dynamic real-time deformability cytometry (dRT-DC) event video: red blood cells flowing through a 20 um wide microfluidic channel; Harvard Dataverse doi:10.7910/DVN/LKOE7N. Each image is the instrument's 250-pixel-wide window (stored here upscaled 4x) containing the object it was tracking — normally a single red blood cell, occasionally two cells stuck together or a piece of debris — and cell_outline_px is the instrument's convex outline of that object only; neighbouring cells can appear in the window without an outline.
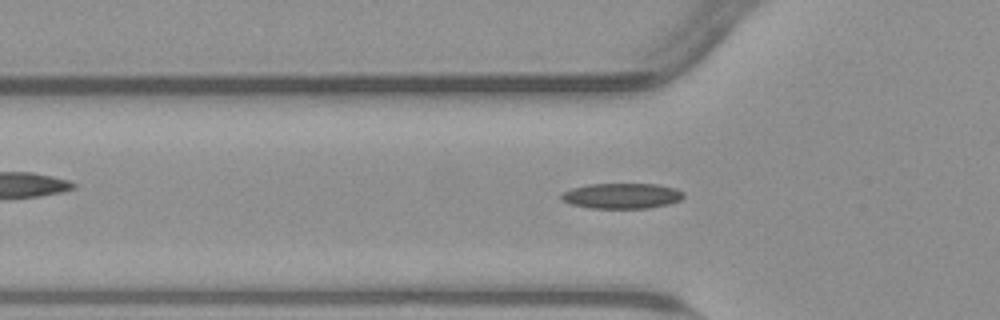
{"species": "common noctule bat (a hibernating species)", "species_latin": "Nyctalus noctula", "temperature_condition": "warm", "stored_images_in_passage": 46, "camera_frame_rate_fps": 3000, "um_per_image_px": 0.085, "animal": {"sex": "male", "body_mass_g": 23.1, "forearm_length_mm": 52.7}, "frame": {"image": 1, "passage_image": 17, "time_ms": 5.333, "image_size_px": [1000, 320], "cell_outline_px": [[684, 196], [680, 200], [668, 204], [648, 208], [588, 208], [572, 204], [564, 200], [560, 196], [560, 192], [572, 188], [588, 184], [656, 184], [676, 188], [684, 192]], "centroid_in_image_um": [52.85, 16.64], "position_along_channel_um": 72.9, "area_um2": 18.15}}
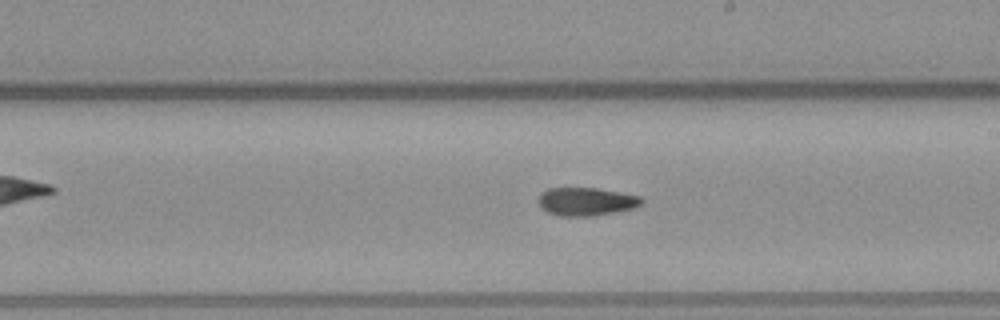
{"frame": {"image": 2, "passage_image": 30, "time_ms": 9.667, "image_size_px": [1000, 320], "cell_outline_px": [[644, 204], [636, 208], [616, 212], [592, 216], [560, 216], [548, 212], [540, 208], [536, 200], [540, 192], [548, 188], [596, 188], [620, 192], [640, 196], [644, 200]], "centroid_in_image_um": [49.82, 17.13], "position_along_channel_um": 239.2, "area_um2": 17.34}}
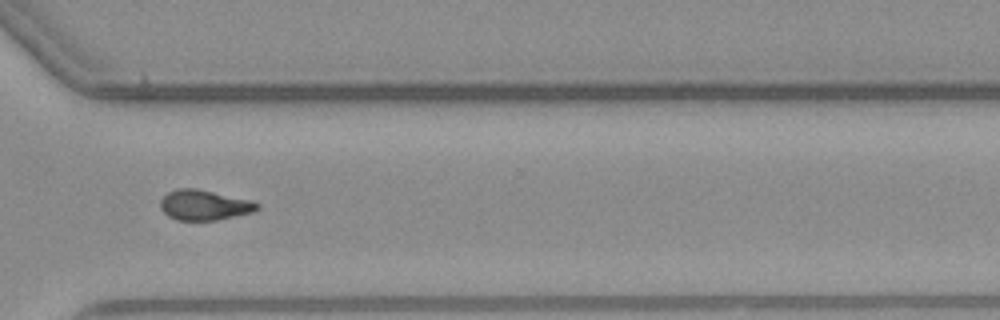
{"frame": {"image": 3, "passage_image": 39, "time_ms": 12.667, "image_size_px": [1000, 320], "cell_outline_px": [[260, 208], [252, 212], [216, 220], [176, 220], [168, 216], [160, 208], [160, 200], [168, 192], [176, 188], [196, 188], [252, 200], [260, 204]], "centroid_in_image_um": [17.35, 17.42], "position_along_channel_um": 353.2, "area_um2": 17.11}}